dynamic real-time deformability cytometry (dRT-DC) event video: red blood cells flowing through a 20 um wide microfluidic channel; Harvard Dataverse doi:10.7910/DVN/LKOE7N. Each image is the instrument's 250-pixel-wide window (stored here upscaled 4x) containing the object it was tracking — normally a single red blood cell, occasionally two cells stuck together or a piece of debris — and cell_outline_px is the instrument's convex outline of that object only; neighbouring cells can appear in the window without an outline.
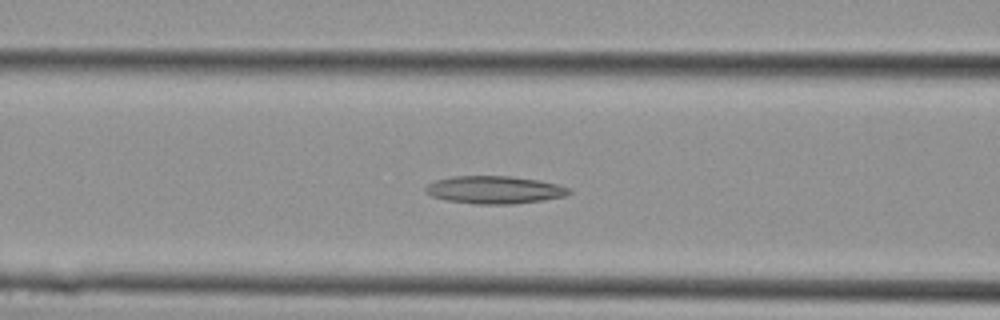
{"species": "Egyptian fruit bat (a non-hibernating species)", "species_latin": "Rousettus aegyptiacus", "temperature_condition": "cold", "stored_images_in_passage": 27, "camera_frame_rate_fps": 3000, "um_per_image_px": 0.085, "animal": {"sex": "female"}, "frame": {"image": 1, "passage_image": 12, "time_ms": 3.667, "image_size_px": [1000, 320], "cell_outline_px": [[572, 192], [564, 196], [540, 200], [512, 204], [476, 204], [448, 200], [432, 196], [424, 192], [424, 188], [428, 184], [436, 180], [452, 176], [508, 176], [540, 180], [572, 188]], "centroid_in_image_um": [42.02, 16.13], "position_along_channel_um": 124.6, "area_um2": 23.06}}
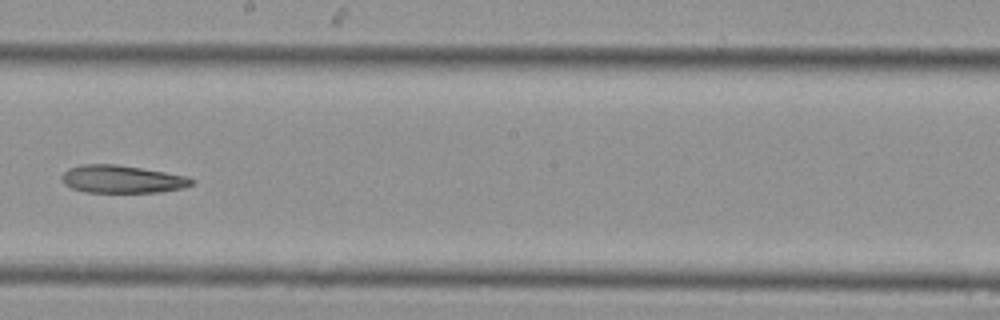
{"frame": {"image": 2, "passage_image": 17, "time_ms": 5.333, "image_size_px": [1000, 320], "cell_outline_px": [[196, 180], [192, 184], [184, 188], [160, 192], [84, 192], [72, 188], [64, 184], [60, 176], [68, 168], [80, 164], [116, 164], [188, 176]], "centroid_in_image_um": [10.36, 15.23], "position_along_channel_um": 237.8, "area_um2": 21.1}}
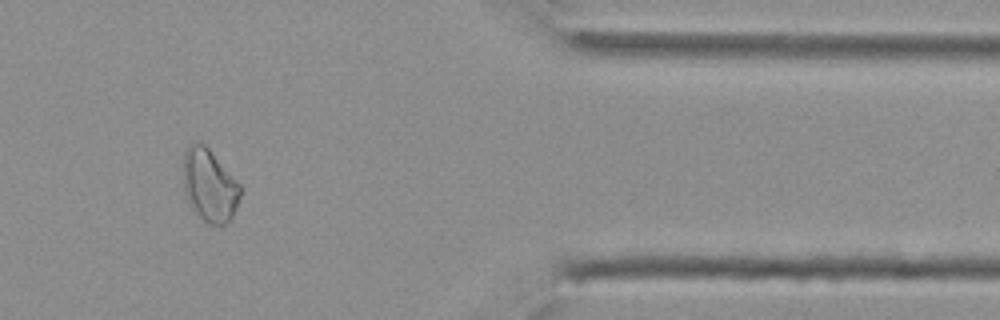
{"frame": {"image": 3, "passage_image": 25, "time_ms": 8.0, "image_size_px": [1000, 320], "cell_outline_px": [[240, 196], [232, 216], [220, 228], [208, 224], [192, 208], [184, 192], [184, 148], [188, 144], [196, 140], [204, 144], [208, 148], [240, 184]], "centroid_in_image_um": [17.79, 15.74], "position_along_channel_um": 393.6, "area_um2": 24.04}}